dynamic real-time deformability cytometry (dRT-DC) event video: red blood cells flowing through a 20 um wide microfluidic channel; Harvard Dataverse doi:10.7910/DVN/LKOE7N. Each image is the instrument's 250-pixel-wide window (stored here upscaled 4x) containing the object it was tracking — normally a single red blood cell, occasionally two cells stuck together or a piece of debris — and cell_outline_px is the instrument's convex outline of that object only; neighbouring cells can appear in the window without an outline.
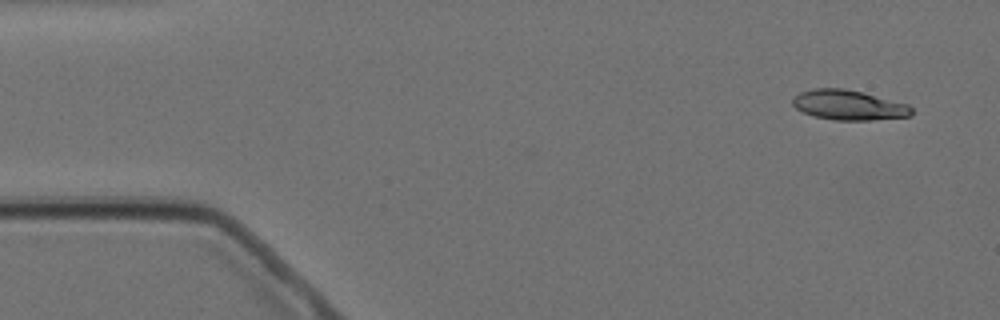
{"species": "Egyptian fruit bat (a non-hibernating species)", "species_latin": "Rousettus aegyptiacus", "temperature_condition": "cold", "stored_images_in_passage": 14, "camera_frame_rate_fps": 3000, "um_per_image_px": 0.085, "animal": {"sex": "female"}, "frame": {"image": 1, "passage_image": 1, "time_ms": 0.0, "image_size_px": [1000, 320], "cell_outline_px": [[912, 116], [872, 120], [836, 120], [812, 116], [796, 108], [792, 104], [792, 100], [800, 92], [812, 88], [844, 88], [864, 92], [908, 104], [912, 108]], "centroid_in_image_um": [72.15, 8.93], "position_along_channel_um": 12.8, "area_um2": 20.87}}
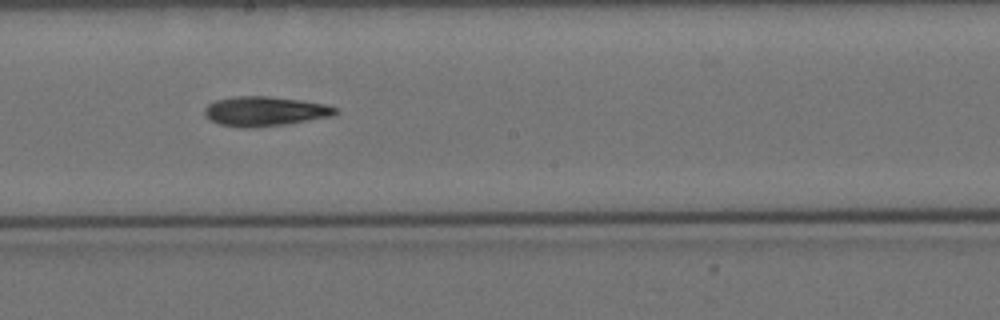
{"frame": {"image": 2, "passage_image": 8, "time_ms": 9.0, "image_size_px": [1000, 320], "cell_outline_px": [[336, 116], [288, 124], [244, 128], [240, 128], [220, 124], [204, 116], [204, 108], [208, 104], [216, 100], [232, 96], [268, 96], [300, 100], [324, 104], [336, 108]], "centroid_in_image_um": [22.5, 9.46], "position_along_channel_um": 225.7, "area_um2": 22.66}}
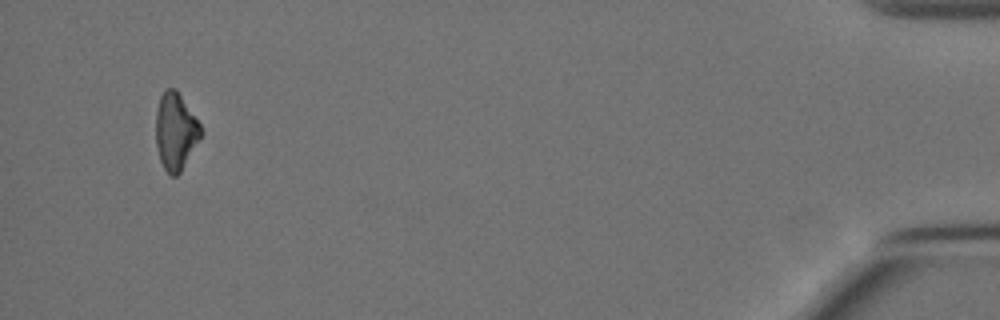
{"frame": {"image": 3, "passage_image": 14, "time_ms": 17.0, "image_size_px": [1000, 320], "cell_outline_px": [[204, 132], [180, 172], [176, 176], [172, 176], [164, 168], [160, 160], [156, 144], [156, 108], [160, 96], [168, 88], [176, 88], [200, 124]], "centroid_in_image_um": [14.92, 11.15], "position_along_channel_um": 420.3, "area_um2": 20.11}, "authors_computed_cell_mechanics": {"area_um2": 21.6461, "velocity_mm_per_s": 3.4922, "shape_relaxation_time_tau1_ms": 7.575, "shape_relaxation_time_tau2_ms": null, "deformation_change_tau1": 0.1273, "deformation_change_tau2": null}}